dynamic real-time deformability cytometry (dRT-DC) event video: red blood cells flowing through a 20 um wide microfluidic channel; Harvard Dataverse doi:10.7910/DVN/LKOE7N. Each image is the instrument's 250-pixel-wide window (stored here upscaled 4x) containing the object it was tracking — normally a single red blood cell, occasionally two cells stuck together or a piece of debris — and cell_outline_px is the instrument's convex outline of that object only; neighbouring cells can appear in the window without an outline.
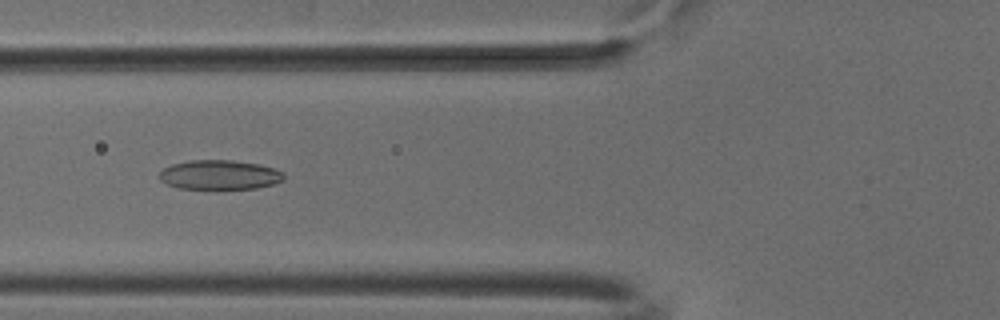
{"species": "common noctule bat (a hibernating species)", "species_latin": "Nyctalus noctula", "temperature_condition": "cold", "stored_images_in_passage": 46, "camera_frame_rate_fps": 3000, "um_per_image_px": 0.085, "animal": {"sex": "male", "body_mass_g": 18.8}, "frame": {"image": 1, "passage_image": 14, "time_ms": 4.333, "image_size_px": [1000, 320], "cell_outline_px": [[284, 180], [276, 184], [256, 188], [180, 188], [168, 184], [160, 180], [160, 172], [164, 168], [172, 164], [188, 160], [232, 160], [260, 164], [284, 172]], "centroid_in_image_um": [18.7, 14.85], "position_along_channel_um": 107.1, "area_um2": 21.27}}
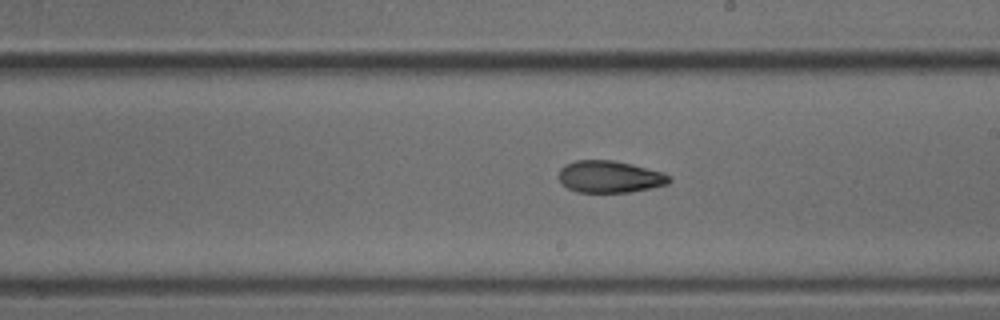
{"frame": {"image": 2, "passage_image": 24, "time_ms": 7.667, "image_size_px": [1000, 320], "cell_outline_px": [[672, 180], [668, 184], [652, 188], [632, 192], [576, 192], [568, 188], [556, 176], [560, 168], [564, 164], [576, 160], [612, 160], [632, 164], [660, 172], [672, 176]], "centroid_in_image_um": [51.81, 15.02], "position_along_channel_um": 237.2, "area_um2": 20.75}}
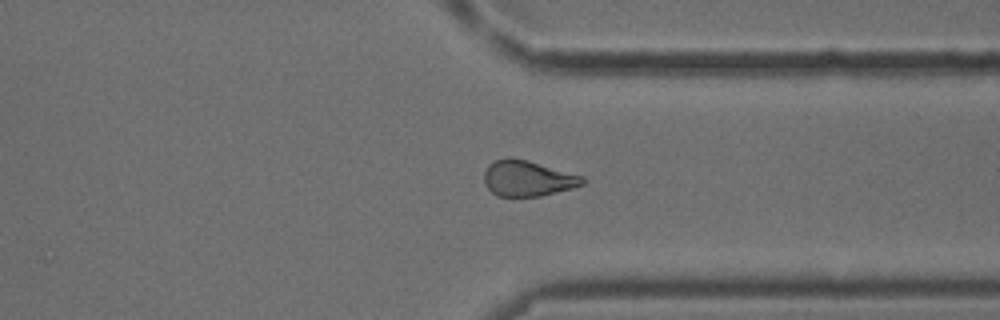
{"frame": {"image": 3, "passage_image": 34, "time_ms": 11.0, "image_size_px": [1000, 320], "cell_outline_px": [[588, 180], [584, 184], [572, 188], [540, 196], [496, 196], [484, 184], [484, 172], [488, 164], [496, 160], [528, 160], [584, 176]], "centroid_in_image_um": [44.89, 15.19], "position_along_channel_um": 366.5, "area_um2": 20.23}, "authors_computed_cell_mechanics": {"area_um2": 21.2704, "velocity_mm_per_s": 3.8861, "shape_relaxation_time_tau1_ms": 5.8462, "shape_relaxation_time_tau2_ms": 5.1452, "deformation_change_tau1": 0.1267, "deformation_change_tau2": 0.1286}}